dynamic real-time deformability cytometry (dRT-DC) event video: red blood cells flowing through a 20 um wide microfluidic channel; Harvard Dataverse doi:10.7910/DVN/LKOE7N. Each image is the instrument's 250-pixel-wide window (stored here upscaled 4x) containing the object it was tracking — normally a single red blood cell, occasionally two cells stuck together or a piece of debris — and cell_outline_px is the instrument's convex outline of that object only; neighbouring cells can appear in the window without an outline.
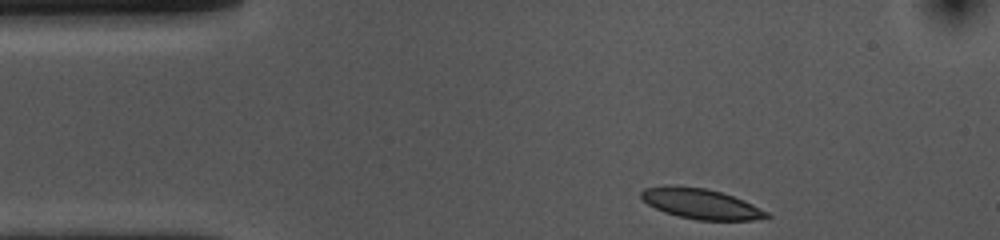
{"species": "common noctule bat (a hibernating species)", "species_latin": "Nyctalus noctula", "temperature_condition": "cold", "stored_images_in_passage": 36, "camera_frame_rate_fps": 3000, "um_per_image_px": 0.085, "animal": {"sex": "female", "body_mass_g": 10.0, "forearm_length_mm": 53.1}, "frame": {"image": 1, "passage_image": 1, "time_ms": 0.0, "image_size_px": [1000, 240], "cell_outline_px": [[772, 216], [752, 220], [696, 220], [664, 212], [648, 204], [640, 196], [640, 192], [644, 188], [668, 184], [704, 188], [720, 192], [744, 200], [768, 212]], "centroid_in_image_um": [59.55, 17.31], "position_along_channel_um": 25.5, "area_um2": 22.08}}
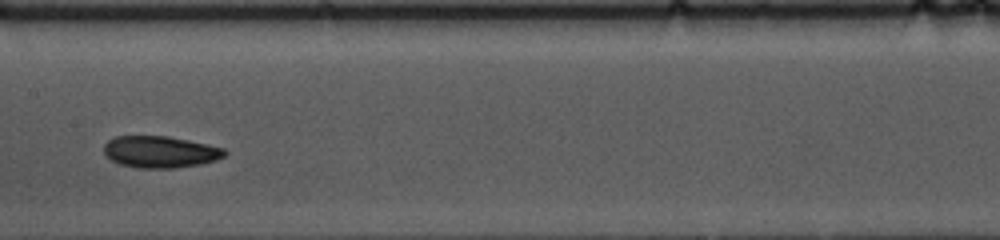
{"frame": {"image": 2, "passage_image": 19, "time_ms": 6.0, "image_size_px": [1000, 240], "cell_outline_px": [[228, 152], [224, 156], [216, 160], [200, 164], [176, 168], [136, 168], [120, 164], [112, 160], [104, 152], [104, 144], [108, 140], [116, 136], [168, 136], [188, 140], [224, 148]], "centroid_in_image_um": [13.62, 12.91], "position_along_channel_um": 193.8, "area_um2": 22.31}}
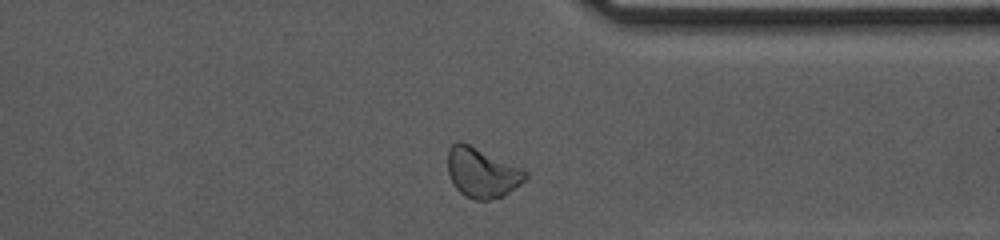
{"frame": {"image": 3, "passage_image": 34, "time_ms": 11.0, "image_size_px": [1000, 240], "cell_outline_px": [[528, 176], [520, 184], [504, 196], [488, 200], [476, 200], [464, 196], [452, 184], [448, 172], [448, 148], [456, 140], [460, 140], [520, 168], [528, 172]], "centroid_in_image_um": [40.93, 14.68], "position_along_channel_um": 370.5, "area_um2": 22.43}, "authors_computed_cell_mechanics": {"area_um2": 22.0218, "velocity_mm_per_s": 3.6277, "shape_relaxation_time_tau1_ms": 7.232, "shape_relaxation_time_tau2_ms": 9.5189, "deformation_change_tau1": 0.1337, "deformation_change_tau2": 0.135}}